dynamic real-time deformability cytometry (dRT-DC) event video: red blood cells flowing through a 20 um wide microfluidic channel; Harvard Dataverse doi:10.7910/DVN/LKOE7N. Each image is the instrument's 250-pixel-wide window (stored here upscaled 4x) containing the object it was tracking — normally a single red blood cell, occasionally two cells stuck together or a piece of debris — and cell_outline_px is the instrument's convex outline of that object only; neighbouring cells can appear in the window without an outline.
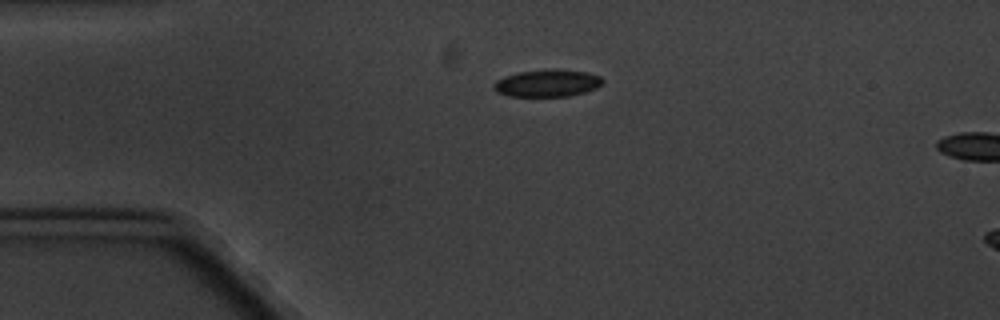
{"species": "common noctule bat (a hibernating species)", "species_latin": "Nyctalus noctula", "temperature_condition": "cold", "stored_images_in_passage": 2, "camera_frame_rate_fps": 3000, "um_per_image_px": 0.085, "animal": {"sex": "male", "body_mass_g": 20.1, "forearm_length_mm": 53.5}, "frame": {"image": 1, "passage_image": 1, "time_ms": 0.0, "image_size_px": [1000, 320], "cell_outline_px": [[604, 84], [596, 88], [584, 92], [568, 96], [508, 96], [496, 92], [492, 88], [492, 84], [496, 80], [504, 76], [520, 72], [552, 68], [556, 68], [588, 72], [600, 76], [604, 80]], "centroid_in_image_um": [46.52, 7.06], "position_along_channel_um": 38.5, "area_um2": 17.57}}